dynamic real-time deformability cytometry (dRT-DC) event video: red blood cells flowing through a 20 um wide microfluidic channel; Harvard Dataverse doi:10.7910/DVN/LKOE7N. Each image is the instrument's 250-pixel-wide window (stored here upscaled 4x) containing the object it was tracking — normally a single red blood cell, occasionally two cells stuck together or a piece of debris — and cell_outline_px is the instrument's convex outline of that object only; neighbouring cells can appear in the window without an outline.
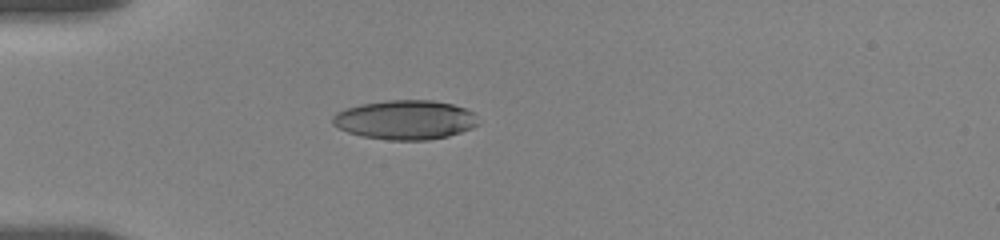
{"species": "human", "species_latin": "Homo sapiens", "temperature_condition": "room temperature", "stored_images_in_passage": 12, "camera_frame_rate_fps": 3000, "um_per_image_px": 0.085, "donor": {"sex": "female"}, "frame": {"image": 1, "passage_image": 1, "time_ms": 0.0, "image_size_px": [1000, 240], "cell_outline_px": [[480, 124], [472, 128], [448, 136], [428, 140], [388, 140], [364, 136], [348, 132], [332, 124], [332, 116], [336, 112], [360, 104], [388, 100], [432, 100], [452, 104], [476, 112]], "centroid_in_image_um": [34.49, 10.18], "position_along_channel_um": 50.5, "area_um2": 33.47}}
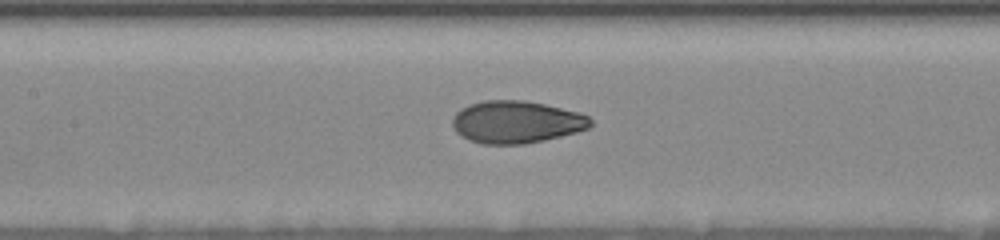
{"frame": {"image": 2, "passage_image": 9, "time_ms": 3.667, "image_size_px": [1000, 240], "cell_outline_px": [[592, 124], [588, 128], [576, 132], [544, 140], [524, 144], [480, 144], [468, 140], [460, 136], [456, 132], [452, 124], [452, 120], [456, 112], [460, 108], [468, 104], [484, 100], [524, 100], [544, 104], [580, 112], [588, 116], [592, 120]], "centroid_in_image_um": [43.86, 10.37], "position_along_channel_um": 163.5, "area_um2": 34.33}}
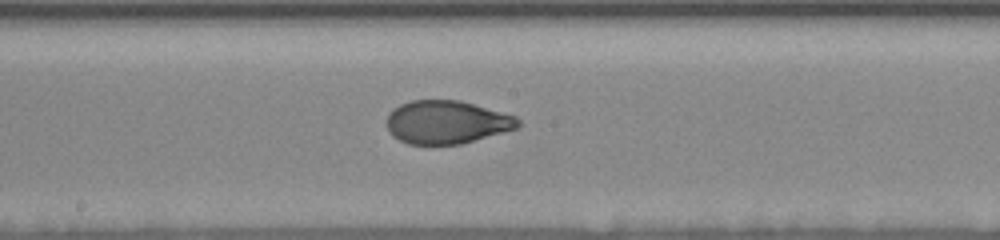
{"frame": {"image": 3, "passage_image": 12, "time_ms": 5.0, "image_size_px": [1000, 240], "cell_outline_px": [[520, 124], [516, 128], [460, 144], [408, 144], [392, 136], [388, 132], [388, 112], [392, 108], [400, 104], [412, 100], [460, 100], [516, 116], [520, 120]], "centroid_in_image_um": [37.93, 10.37], "position_along_channel_um": 210.3, "area_um2": 32.89}}